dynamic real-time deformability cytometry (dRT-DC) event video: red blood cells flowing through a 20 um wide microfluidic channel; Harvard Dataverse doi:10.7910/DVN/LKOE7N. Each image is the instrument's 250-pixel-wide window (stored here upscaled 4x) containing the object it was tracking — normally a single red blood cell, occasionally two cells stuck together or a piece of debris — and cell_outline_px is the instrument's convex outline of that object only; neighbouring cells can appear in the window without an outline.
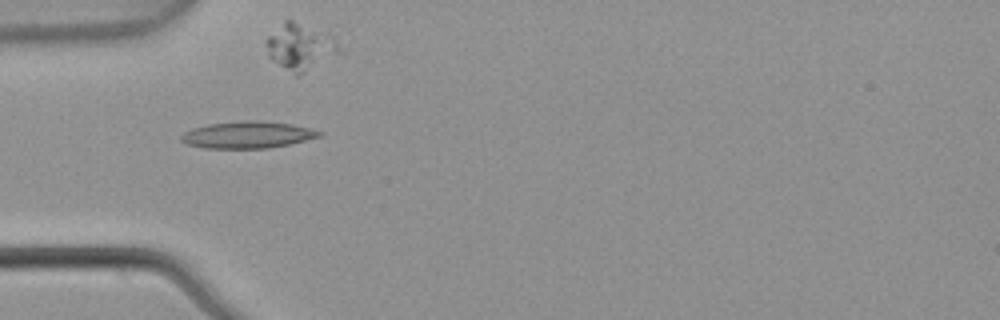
{"species": "common noctule bat (a hibernating species)", "species_latin": "Nyctalus noctula", "temperature_condition": "warm", "stored_images_in_passage": 6, "camera_frame_rate_fps": 3000, "um_per_image_px": 0.085, "animal": {"sex": "male", "body_mass_g": 21.5, "forearm_length_mm": 52.0}, "frame": {"image": 1, "passage_image": 3, "time_ms": 0.667, "image_size_px": [1000, 320], "cell_outline_px": [[324, 136], [288, 144], [268, 148], [204, 148], [188, 144], [180, 140], [180, 136], [184, 132], [192, 128], [208, 124], [244, 120], [256, 120], [292, 124], [324, 132]], "centroid_in_image_um": [21.05, 11.45], "position_along_channel_um": 63.9, "area_um2": 21.62}}